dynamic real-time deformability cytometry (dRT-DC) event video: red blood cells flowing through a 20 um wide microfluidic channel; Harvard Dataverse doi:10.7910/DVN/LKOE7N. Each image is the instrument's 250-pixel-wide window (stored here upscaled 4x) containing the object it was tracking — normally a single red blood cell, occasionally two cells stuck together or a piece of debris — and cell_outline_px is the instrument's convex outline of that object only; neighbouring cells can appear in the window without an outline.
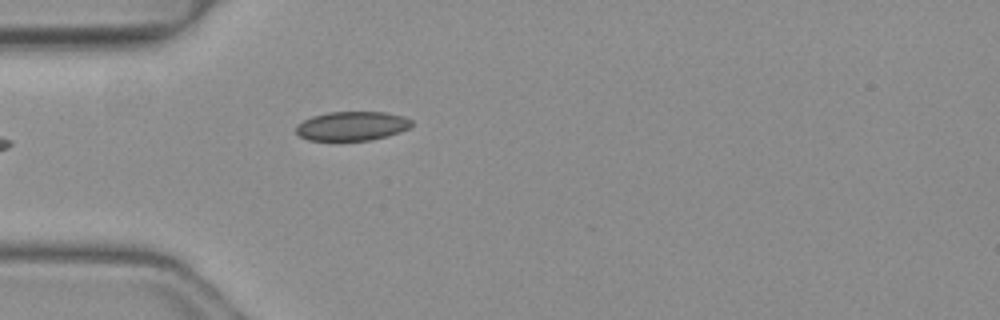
{"species": "common noctule bat (a hibernating species)", "species_latin": "Nyctalus noctula", "temperature_condition": "warm", "stored_images_in_passage": 22, "camera_frame_rate_fps": 3000, "um_per_image_px": 0.085, "animal": {"sex": "female", "body_mass_g": 19.3, "forearm_length_mm": 54.1}, "frame": {"image": 1, "passage_image": 1, "time_ms": 0.0, "image_size_px": [1000, 320], "cell_outline_px": [[412, 124], [408, 128], [400, 132], [388, 136], [372, 140], [308, 140], [300, 136], [296, 132], [296, 124], [312, 116], [328, 112], [384, 112], [404, 116], [412, 120]], "centroid_in_image_um": [29.92, 10.71], "position_along_channel_um": 55.1, "area_um2": 19.65}}
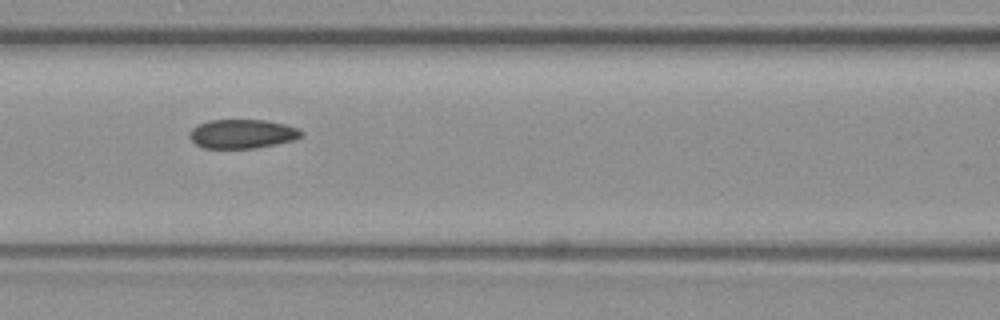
{"frame": {"image": 2, "passage_image": 8, "time_ms": 2.333, "image_size_px": [1000, 320], "cell_outline_px": [[304, 132], [300, 136], [292, 140], [276, 144], [256, 148], [204, 148], [196, 144], [188, 136], [192, 128], [208, 120], [268, 120], [284, 124], [296, 128]], "centroid_in_image_um": [20.57, 11.37], "position_along_channel_um": 146.0, "area_um2": 18.79}}
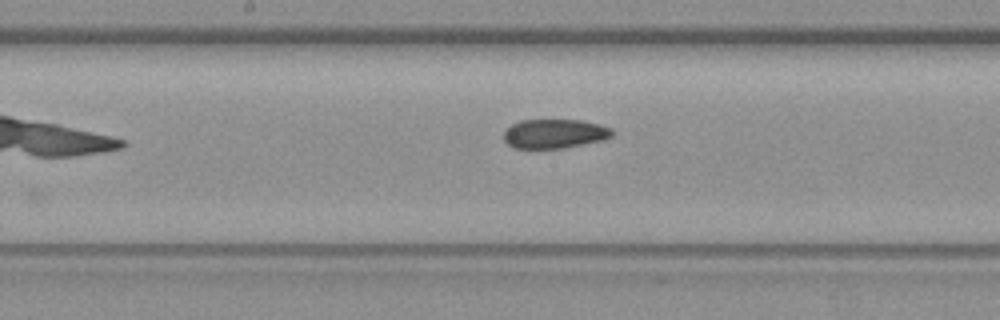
{"frame": {"image": 3, "passage_image": 12, "time_ms": 3.667, "image_size_px": [1000, 320], "cell_outline_px": [[612, 136], [604, 140], [564, 148], [512, 148], [504, 140], [504, 132], [512, 124], [520, 120], [580, 120], [600, 124], [612, 128]], "centroid_in_image_um": [47.14, 11.36], "position_along_channel_um": 201.1, "area_um2": 18.5}}